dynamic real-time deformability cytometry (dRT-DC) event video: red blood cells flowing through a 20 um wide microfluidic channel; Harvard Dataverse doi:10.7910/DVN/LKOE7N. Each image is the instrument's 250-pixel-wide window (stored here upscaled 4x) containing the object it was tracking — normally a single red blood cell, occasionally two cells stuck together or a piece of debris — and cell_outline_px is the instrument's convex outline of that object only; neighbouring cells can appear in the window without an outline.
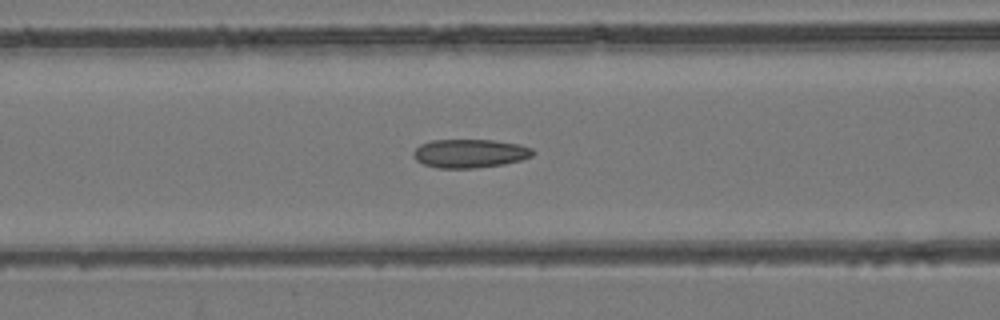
{"species": "common noctule bat (a hibernating species)", "species_latin": "Nyctalus noctula", "temperature_condition": "room temperature", "stored_images_in_passage": 47, "camera_frame_rate_fps": 3000, "um_per_image_px": 0.085, "animal": {"sex": "female", "body_mass_g": 24.6, "forearm_length_mm": 56.2}, "frame": {"image": 1, "passage_image": 22, "time_ms": 7.0, "image_size_px": [1000, 320], "cell_outline_px": [[536, 152], [532, 156], [520, 160], [504, 164], [476, 168], [436, 168], [424, 164], [416, 160], [412, 156], [412, 152], [420, 144], [432, 140], [492, 140], [520, 144], [532, 148]], "centroid_in_image_um": [39.93, 13.04], "position_along_channel_um": 126.7, "area_um2": 20.06}}
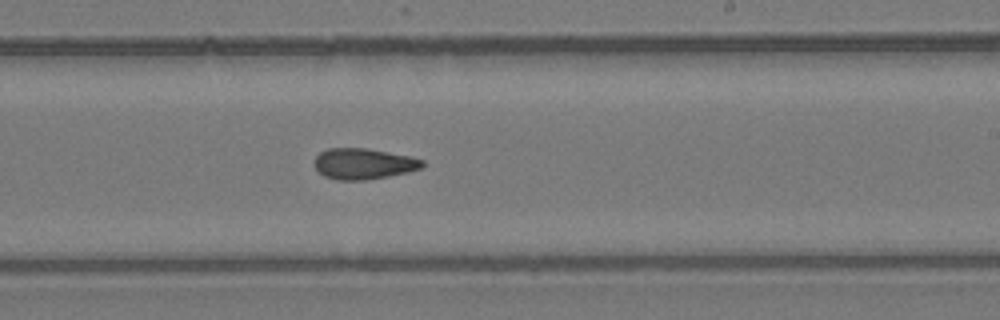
{"frame": {"image": 2, "passage_image": 32, "time_ms": 10.333, "image_size_px": [1000, 320], "cell_outline_px": [[424, 164], [420, 168], [388, 176], [364, 180], [336, 180], [324, 176], [316, 168], [316, 156], [320, 152], [328, 148], [368, 148], [408, 156], [424, 160]], "centroid_in_image_um": [30.87, 13.91], "position_along_channel_um": 258.1, "area_um2": 19.13}}
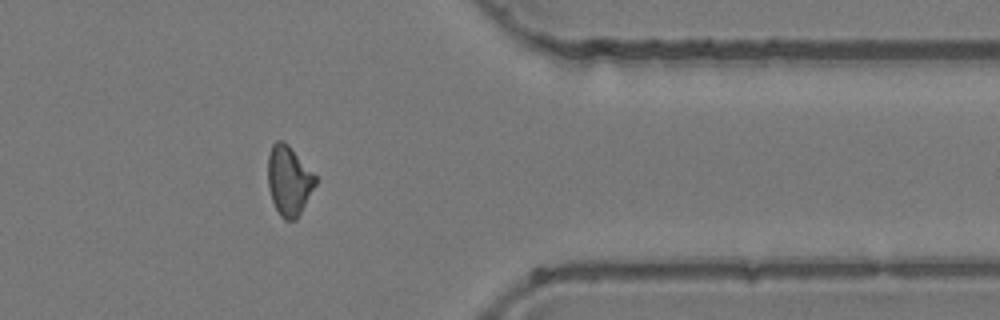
{"frame": {"image": 3, "passage_image": 43, "time_ms": 14.0, "image_size_px": [1000, 320], "cell_outline_px": [[316, 184], [296, 220], [284, 220], [280, 216], [272, 200], [268, 188], [268, 156], [272, 144], [276, 140], [284, 140], [288, 144], [316, 176]], "centroid_in_image_um": [24.54, 15.34], "position_along_channel_um": 386.9, "area_um2": 19.19}}